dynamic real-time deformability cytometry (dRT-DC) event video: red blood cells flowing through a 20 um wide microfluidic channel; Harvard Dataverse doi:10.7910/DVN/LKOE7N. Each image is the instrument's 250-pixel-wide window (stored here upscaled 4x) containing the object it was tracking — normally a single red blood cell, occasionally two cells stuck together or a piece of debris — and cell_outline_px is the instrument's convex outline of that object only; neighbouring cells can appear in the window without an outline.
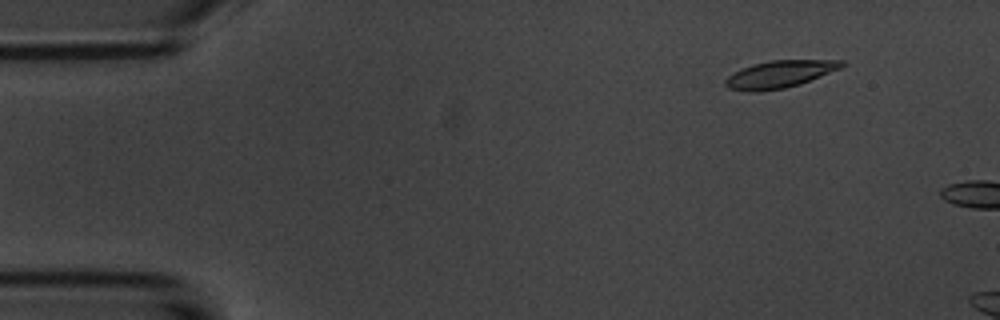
{"species": "common noctule bat (a hibernating species)", "species_latin": "Nyctalus noctula", "temperature_condition": "room temperature", "stored_images_in_passage": 3, "camera_frame_rate_fps": 3000, "um_per_image_px": 0.085, "animal": {"sex": "male", "body_mass_g": 20.1, "forearm_length_mm": 53.5}, "frame": {"image": 1, "passage_image": 2, "time_ms": 1.0, "image_size_px": [1000, 320], "cell_outline_px": [[844, 64], [840, 68], [800, 84], [784, 88], [756, 92], [748, 92], [728, 88], [724, 84], [724, 80], [732, 72], [752, 64], [772, 60], [844, 60]], "centroid_in_image_um": [66.21, 6.31], "position_along_channel_um": 18.8, "area_um2": 18.44}}